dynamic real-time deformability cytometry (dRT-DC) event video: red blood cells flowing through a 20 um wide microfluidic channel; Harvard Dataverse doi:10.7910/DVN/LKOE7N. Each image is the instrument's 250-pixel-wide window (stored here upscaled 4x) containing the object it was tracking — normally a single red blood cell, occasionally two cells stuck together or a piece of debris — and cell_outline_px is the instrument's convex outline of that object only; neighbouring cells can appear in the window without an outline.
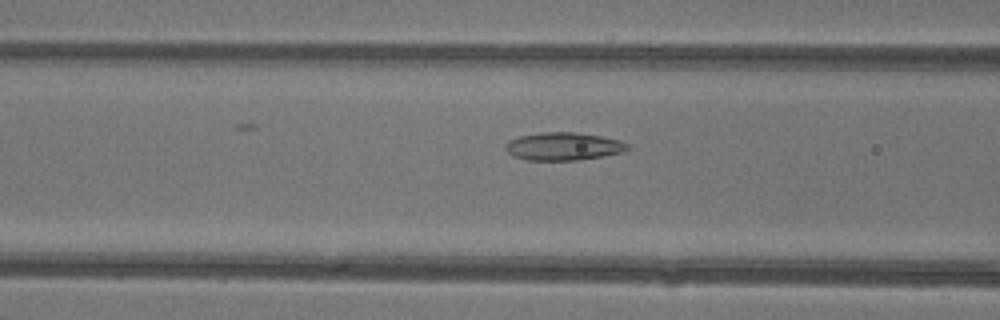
{"species": "common noctule bat (a hibernating species)", "species_latin": "Nyctalus noctula", "temperature_condition": "warm", "stored_images_in_passage": 33, "camera_frame_rate_fps": 3000, "um_per_image_px": 0.085, "animal": {"sex": "female"}, "frame": {"image": 1, "passage_image": 5, "time_ms": 1.333, "image_size_px": [1000, 320], "cell_outline_px": [[628, 148], [624, 152], [604, 156], [580, 160], [524, 160], [512, 156], [504, 148], [504, 144], [508, 140], [520, 136], [540, 132], [576, 132], [600, 136], [620, 140], [628, 144]], "centroid_in_image_um": [47.85, 12.44], "position_along_channel_um": 118.7, "area_um2": 20.06}}
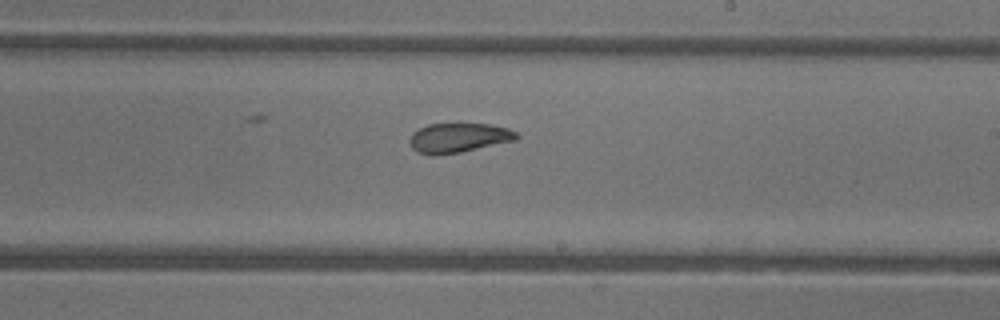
{"frame": {"image": 2, "passage_image": 14, "time_ms": 4.333, "image_size_px": [1000, 320], "cell_outline_px": [[520, 136], [516, 140], [460, 152], [432, 156], [416, 152], [412, 148], [408, 140], [412, 132], [428, 124], [488, 124], [508, 128], [516, 132]], "centroid_in_image_um": [38.94, 11.72], "position_along_channel_um": 250.1, "area_um2": 18.44}}
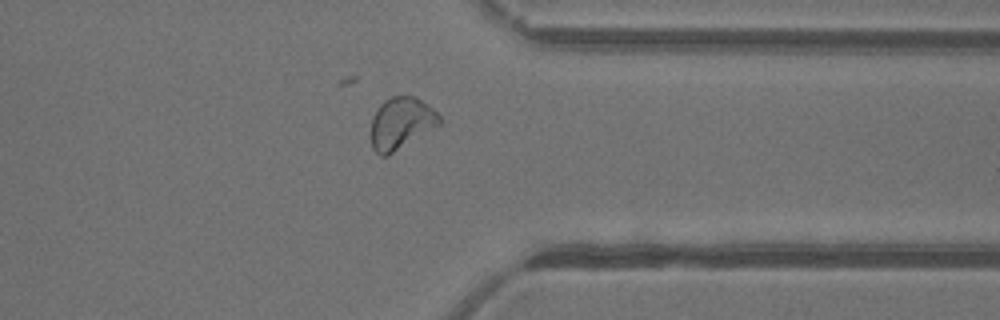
{"frame": {"image": 3, "passage_image": 23, "time_ms": 7.333, "image_size_px": [1000, 320], "cell_outline_px": [[440, 124], [388, 156], [380, 156], [372, 148], [372, 116], [380, 104], [384, 100], [392, 96], [416, 96], [428, 104], [440, 116]], "centroid_in_image_um": [34.08, 10.46], "position_along_channel_um": 377.3, "area_um2": 20.58}, "authors_computed_cell_mechanics": {"area_um2": 19.4786, "velocity_mm_per_s": 4.3898, "shape_relaxation_time_tau1_ms": 8.5933, "shape_relaxation_time_tau2_ms": 1.362, "deformation_change_tau1": 0.2263, "deformation_change_tau2": 0.0729}}